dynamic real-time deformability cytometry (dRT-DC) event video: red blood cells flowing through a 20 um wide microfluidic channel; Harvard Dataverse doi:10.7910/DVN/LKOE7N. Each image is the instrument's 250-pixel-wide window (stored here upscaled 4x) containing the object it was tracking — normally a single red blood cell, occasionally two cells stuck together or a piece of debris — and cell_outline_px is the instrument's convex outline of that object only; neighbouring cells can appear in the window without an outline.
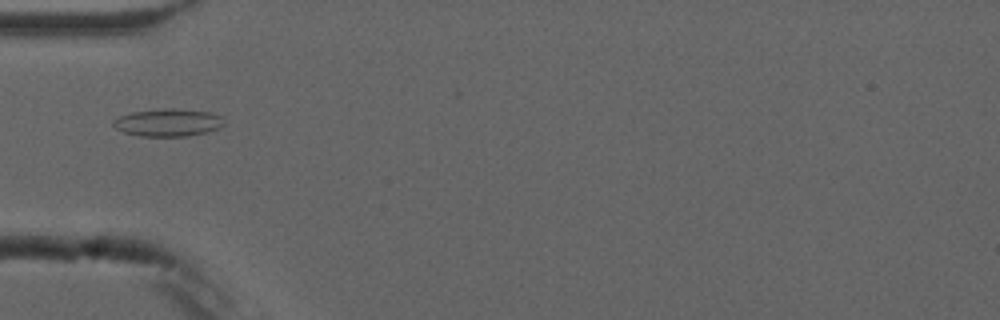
{"species": "common noctule bat (a hibernating species)", "species_latin": "Nyctalus noctula", "temperature_condition": "cold", "stored_images_in_passage": 8, "camera_frame_rate_fps": 3000, "um_per_image_px": 0.085, "animal": {"sex": "male", "forearm_length_mm": 52.5}, "frame": {"image": 1, "passage_image": 5, "time_ms": 5.667, "image_size_px": [1000, 320], "cell_outline_px": [[224, 124], [220, 128], [204, 132], [184, 136], [140, 136], [124, 132], [116, 128], [112, 124], [112, 120], [120, 116], [132, 112], [164, 108], [172, 108], [208, 112], [220, 116]], "centroid_in_image_um": [14.24, 10.41], "position_along_channel_um": 70.8, "area_um2": 17.57}}
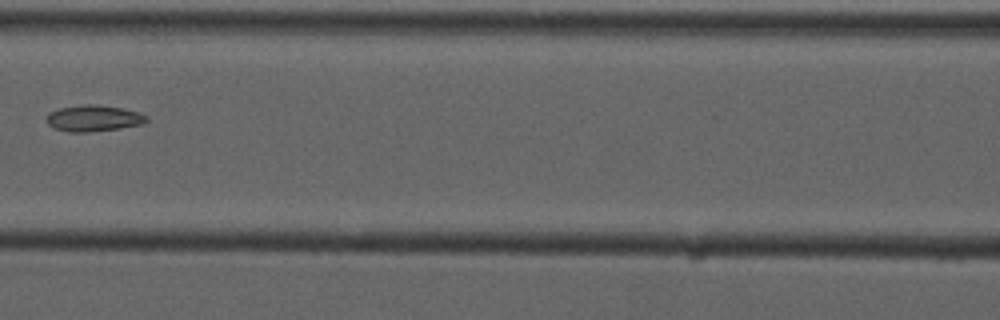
{"frame": {"image": 2, "passage_image": 7, "time_ms": 8.0, "image_size_px": [1000, 320], "cell_outline_px": [[148, 120], [144, 124], [120, 128], [88, 132], [68, 132], [52, 128], [44, 120], [48, 112], [60, 108], [84, 104], [96, 104], [124, 108], [140, 112], [148, 116]], "centroid_in_image_um": [7.94, 10.05], "position_along_channel_um": 158.7, "area_um2": 15.66}}
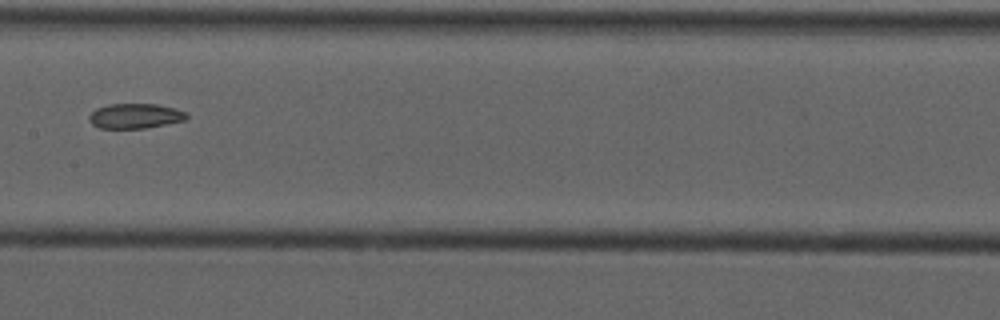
{"frame": {"image": 3, "passage_image": 8, "time_ms": 9.0, "image_size_px": [1000, 320], "cell_outline_px": [[188, 116], [184, 120], [144, 128], [100, 128], [92, 124], [88, 120], [88, 116], [96, 108], [108, 104], [156, 104], [188, 112]], "centroid_in_image_um": [11.45, 9.85], "position_along_channel_um": 196.0, "area_um2": 14.05}}